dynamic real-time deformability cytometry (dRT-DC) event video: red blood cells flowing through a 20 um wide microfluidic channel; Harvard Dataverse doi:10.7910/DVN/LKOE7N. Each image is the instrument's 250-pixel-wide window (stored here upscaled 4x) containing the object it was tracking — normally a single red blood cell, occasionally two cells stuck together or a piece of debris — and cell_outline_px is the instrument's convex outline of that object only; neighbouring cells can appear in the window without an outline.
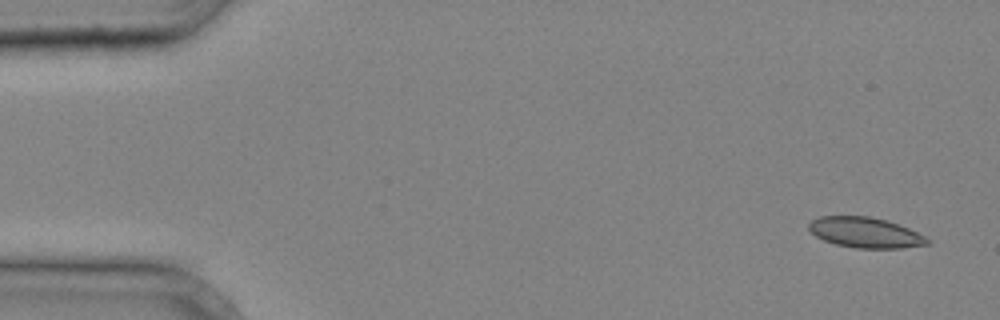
{"species": "common noctule bat (a hibernating species)", "species_latin": "Nyctalus noctula", "temperature_condition": "cold", "stored_images_in_passage": 37, "camera_frame_rate_fps": 3000, "um_per_image_px": 0.085, "animal": {"sex": "male", "body_mass_g": 20.4}, "frame": {"image": 1, "passage_image": 1, "time_ms": 0.0, "image_size_px": [1000, 320], "cell_outline_px": [[932, 240], [928, 244], [900, 248], [856, 248], [836, 244], [824, 240], [816, 236], [808, 228], [808, 224], [812, 220], [820, 216], [868, 216], [888, 220], [908, 228]], "centroid_in_image_um": [73.55, 19.76], "position_along_channel_um": 11.5, "area_um2": 20.92}}
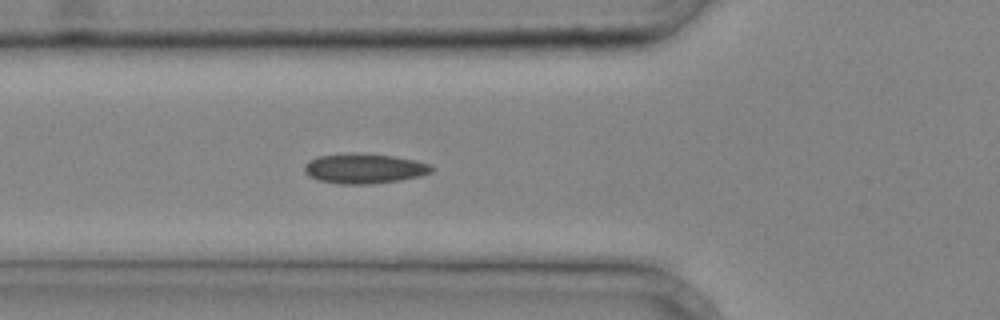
{"frame": {"image": 2, "passage_image": 13, "time_ms": 4.0, "image_size_px": [1000, 320], "cell_outline_px": [[436, 168], [432, 172], [420, 176], [400, 180], [372, 184], [340, 184], [320, 180], [308, 176], [304, 172], [304, 164], [308, 160], [316, 156], [348, 152], [356, 152], [392, 156], [416, 160], [432, 164]], "centroid_in_image_um": [30.96, 14.31], "position_along_channel_um": 94.8, "area_um2": 22.66}}
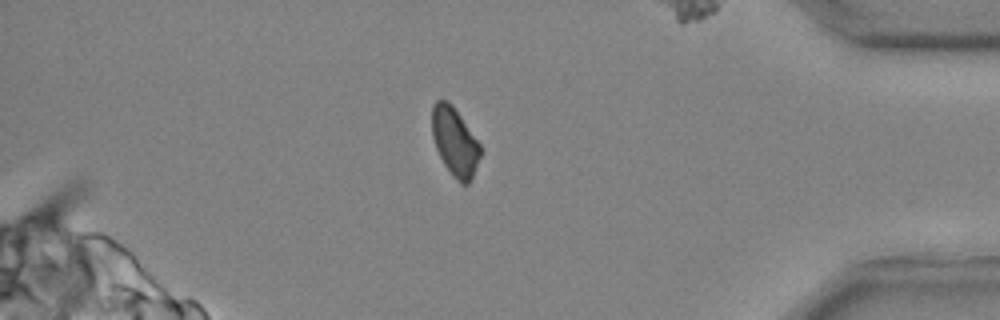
{"frame": {"image": 3, "passage_image": 33, "time_ms": 10.667, "image_size_px": [1000, 320], "cell_outline_px": [[480, 156], [472, 176], [468, 184], [460, 184], [452, 176], [444, 164], [436, 148], [432, 136], [432, 104], [436, 100], [448, 100], [452, 104], [480, 144]], "centroid_in_image_um": [38.63, 12.03], "position_along_channel_um": 396.6, "area_um2": 19.13}}